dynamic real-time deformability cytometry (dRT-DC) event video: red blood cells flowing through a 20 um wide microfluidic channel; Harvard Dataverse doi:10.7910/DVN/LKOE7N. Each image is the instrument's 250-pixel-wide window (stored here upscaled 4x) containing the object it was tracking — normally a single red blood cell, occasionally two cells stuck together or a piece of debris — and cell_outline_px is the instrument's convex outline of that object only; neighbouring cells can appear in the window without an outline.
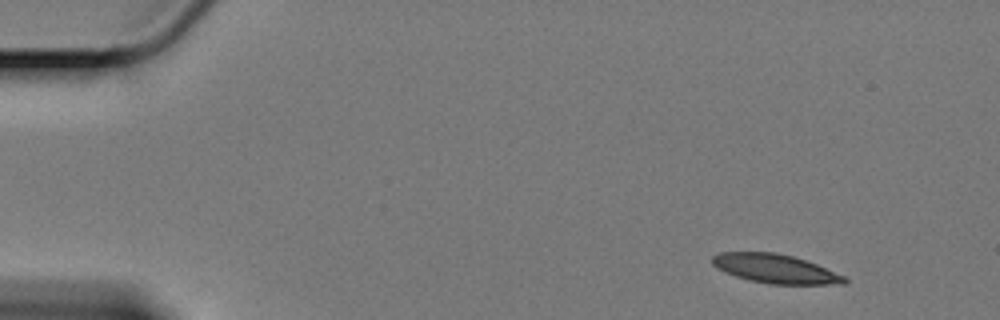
{"species": "Egyptian fruit bat (a non-hibernating species)", "species_latin": "Rousettus aegyptiacus", "temperature_condition": "cold", "stored_images_in_passage": 55, "camera_frame_rate_fps": 3000, "um_per_image_px": 0.085, "animal": {"sex": "female"}, "frame": {"image": 1, "passage_image": 1, "time_ms": 0.0, "image_size_px": [1000, 320], "cell_outline_px": [[848, 280], [844, 284], [768, 284], [748, 280], [724, 272], [716, 268], [712, 264], [712, 256], [720, 252], [776, 252], [792, 256], [816, 264], [844, 276]], "centroid_in_image_um": [65.85, 22.84], "position_along_channel_um": 19.1, "area_um2": 22.25}}
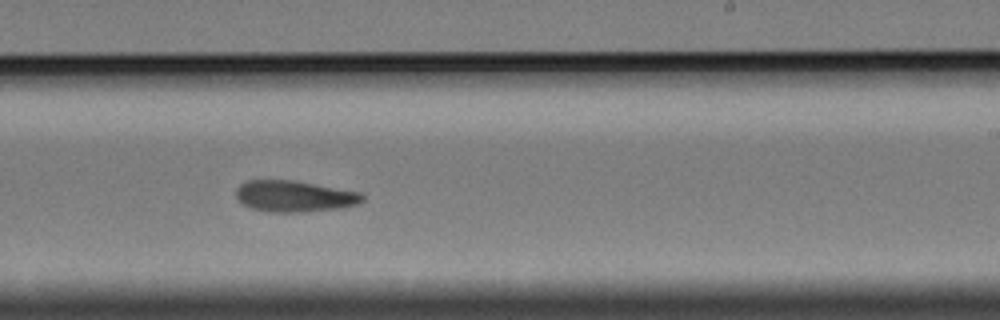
{"frame": {"image": 2, "passage_image": 32, "time_ms": 10.333, "image_size_px": [1000, 320], "cell_outline_px": [[364, 200], [360, 204], [340, 208], [304, 212], [268, 212], [252, 208], [244, 204], [236, 196], [236, 188], [240, 184], [248, 180], [292, 180], [360, 192], [364, 196]], "centroid_in_image_um": [25.04, 16.68], "position_along_channel_um": 264.0, "area_um2": 23.0}}
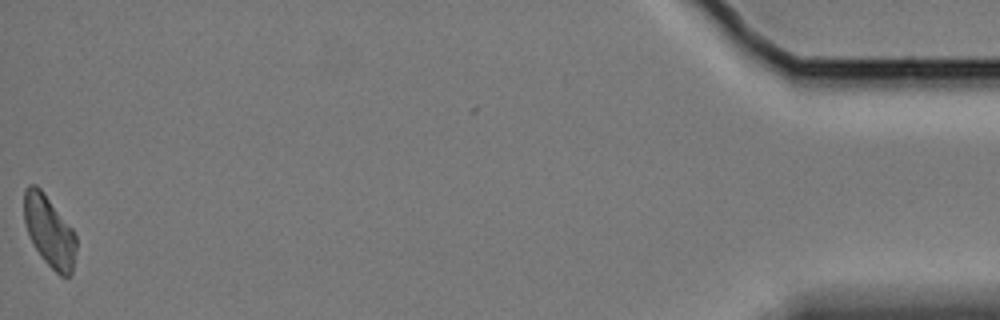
{"frame": {"image": 3, "passage_image": 55, "time_ms": 18.0, "image_size_px": [1000, 320], "cell_outline_px": [[76, 248], [72, 276], [60, 276], [40, 256], [24, 224], [24, 192], [28, 184], [36, 184], [44, 192], [72, 228], [76, 236]], "centroid_in_image_um": [4.2, 19.65], "position_along_channel_um": 431.0, "area_um2": 21.56}}